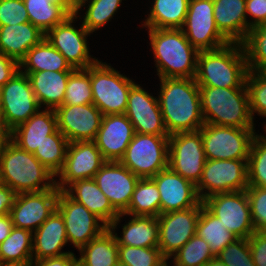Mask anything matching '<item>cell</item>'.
Wrapping results in <instances>:
<instances>
[{
  "instance_id": "ab89813d",
  "label": "cell",
  "mask_w": 266,
  "mask_h": 266,
  "mask_svg": "<svg viewBox=\"0 0 266 266\" xmlns=\"http://www.w3.org/2000/svg\"><path fill=\"white\" fill-rule=\"evenodd\" d=\"M92 99L90 66L87 69H75L68 77L63 105L90 104Z\"/></svg>"
},
{
  "instance_id": "ee69618b",
  "label": "cell",
  "mask_w": 266,
  "mask_h": 266,
  "mask_svg": "<svg viewBox=\"0 0 266 266\" xmlns=\"http://www.w3.org/2000/svg\"><path fill=\"white\" fill-rule=\"evenodd\" d=\"M245 85L252 117L254 112L266 117V73L264 71L248 70Z\"/></svg>"
},
{
  "instance_id": "f5cc1de1",
  "label": "cell",
  "mask_w": 266,
  "mask_h": 266,
  "mask_svg": "<svg viewBox=\"0 0 266 266\" xmlns=\"http://www.w3.org/2000/svg\"><path fill=\"white\" fill-rule=\"evenodd\" d=\"M78 258L73 253L31 261V266H76Z\"/></svg>"
},
{
  "instance_id": "52a82bcc",
  "label": "cell",
  "mask_w": 266,
  "mask_h": 266,
  "mask_svg": "<svg viewBox=\"0 0 266 266\" xmlns=\"http://www.w3.org/2000/svg\"><path fill=\"white\" fill-rule=\"evenodd\" d=\"M169 135L135 133L120 163L139 178H151L168 167Z\"/></svg>"
},
{
  "instance_id": "4316f807",
  "label": "cell",
  "mask_w": 266,
  "mask_h": 266,
  "mask_svg": "<svg viewBox=\"0 0 266 266\" xmlns=\"http://www.w3.org/2000/svg\"><path fill=\"white\" fill-rule=\"evenodd\" d=\"M33 233V261L72 253L61 252L68 239L63 217L57 210Z\"/></svg>"
},
{
  "instance_id": "11a10c76",
  "label": "cell",
  "mask_w": 266,
  "mask_h": 266,
  "mask_svg": "<svg viewBox=\"0 0 266 266\" xmlns=\"http://www.w3.org/2000/svg\"><path fill=\"white\" fill-rule=\"evenodd\" d=\"M13 223L10 214L0 216V243H2L10 234Z\"/></svg>"
},
{
  "instance_id": "d6a6232c",
  "label": "cell",
  "mask_w": 266,
  "mask_h": 266,
  "mask_svg": "<svg viewBox=\"0 0 266 266\" xmlns=\"http://www.w3.org/2000/svg\"><path fill=\"white\" fill-rule=\"evenodd\" d=\"M190 0H154L144 25L155 29H182Z\"/></svg>"
},
{
  "instance_id": "be15d7a7",
  "label": "cell",
  "mask_w": 266,
  "mask_h": 266,
  "mask_svg": "<svg viewBox=\"0 0 266 266\" xmlns=\"http://www.w3.org/2000/svg\"><path fill=\"white\" fill-rule=\"evenodd\" d=\"M0 128H7L5 125H4V122H3V119H2V114L0 112Z\"/></svg>"
},
{
  "instance_id": "6da1fadb",
  "label": "cell",
  "mask_w": 266,
  "mask_h": 266,
  "mask_svg": "<svg viewBox=\"0 0 266 266\" xmlns=\"http://www.w3.org/2000/svg\"><path fill=\"white\" fill-rule=\"evenodd\" d=\"M159 105L170 135L199 130L205 123L194 78H160Z\"/></svg>"
},
{
  "instance_id": "f1b7e54d",
  "label": "cell",
  "mask_w": 266,
  "mask_h": 266,
  "mask_svg": "<svg viewBox=\"0 0 266 266\" xmlns=\"http://www.w3.org/2000/svg\"><path fill=\"white\" fill-rule=\"evenodd\" d=\"M73 71L23 72L31 83L39 106L56 109L63 105L68 77Z\"/></svg>"
},
{
  "instance_id": "83f0119b",
  "label": "cell",
  "mask_w": 266,
  "mask_h": 266,
  "mask_svg": "<svg viewBox=\"0 0 266 266\" xmlns=\"http://www.w3.org/2000/svg\"><path fill=\"white\" fill-rule=\"evenodd\" d=\"M44 38L45 34L31 22L0 26V52L20 62Z\"/></svg>"
},
{
  "instance_id": "44dd1931",
  "label": "cell",
  "mask_w": 266,
  "mask_h": 266,
  "mask_svg": "<svg viewBox=\"0 0 266 266\" xmlns=\"http://www.w3.org/2000/svg\"><path fill=\"white\" fill-rule=\"evenodd\" d=\"M125 115L133 124L135 133L169 135L158 98L151 96L140 85L134 84L131 87Z\"/></svg>"
},
{
  "instance_id": "94428289",
  "label": "cell",
  "mask_w": 266,
  "mask_h": 266,
  "mask_svg": "<svg viewBox=\"0 0 266 266\" xmlns=\"http://www.w3.org/2000/svg\"><path fill=\"white\" fill-rule=\"evenodd\" d=\"M56 4H64L69 9V0H49Z\"/></svg>"
},
{
  "instance_id": "7402d4cb",
  "label": "cell",
  "mask_w": 266,
  "mask_h": 266,
  "mask_svg": "<svg viewBox=\"0 0 266 266\" xmlns=\"http://www.w3.org/2000/svg\"><path fill=\"white\" fill-rule=\"evenodd\" d=\"M151 179L156 183L159 191L160 214L195 207L201 202L196 185L169 167L161 170Z\"/></svg>"
},
{
  "instance_id": "c3c4849f",
  "label": "cell",
  "mask_w": 266,
  "mask_h": 266,
  "mask_svg": "<svg viewBox=\"0 0 266 266\" xmlns=\"http://www.w3.org/2000/svg\"><path fill=\"white\" fill-rule=\"evenodd\" d=\"M29 22L23 0H0V26Z\"/></svg>"
},
{
  "instance_id": "ba28073f",
  "label": "cell",
  "mask_w": 266,
  "mask_h": 266,
  "mask_svg": "<svg viewBox=\"0 0 266 266\" xmlns=\"http://www.w3.org/2000/svg\"><path fill=\"white\" fill-rule=\"evenodd\" d=\"M206 159L248 160L254 128H234L205 123L200 129Z\"/></svg>"
},
{
  "instance_id": "f907efd6",
  "label": "cell",
  "mask_w": 266,
  "mask_h": 266,
  "mask_svg": "<svg viewBox=\"0 0 266 266\" xmlns=\"http://www.w3.org/2000/svg\"><path fill=\"white\" fill-rule=\"evenodd\" d=\"M246 15L250 14L254 19L249 22V30L266 24V0H246Z\"/></svg>"
},
{
  "instance_id": "8992f818",
  "label": "cell",
  "mask_w": 266,
  "mask_h": 266,
  "mask_svg": "<svg viewBox=\"0 0 266 266\" xmlns=\"http://www.w3.org/2000/svg\"><path fill=\"white\" fill-rule=\"evenodd\" d=\"M90 82L92 103L103 116L125 114L129 91L135 84L134 81L98 60L90 66Z\"/></svg>"
},
{
  "instance_id": "1f68e13d",
  "label": "cell",
  "mask_w": 266,
  "mask_h": 266,
  "mask_svg": "<svg viewBox=\"0 0 266 266\" xmlns=\"http://www.w3.org/2000/svg\"><path fill=\"white\" fill-rule=\"evenodd\" d=\"M79 251L81 256L78 263L81 266H115L119 261L118 243L109 228Z\"/></svg>"
},
{
  "instance_id": "91938a15",
  "label": "cell",
  "mask_w": 266,
  "mask_h": 266,
  "mask_svg": "<svg viewBox=\"0 0 266 266\" xmlns=\"http://www.w3.org/2000/svg\"><path fill=\"white\" fill-rule=\"evenodd\" d=\"M205 266H227L217 256L212 258Z\"/></svg>"
},
{
  "instance_id": "bcb514c9",
  "label": "cell",
  "mask_w": 266,
  "mask_h": 266,
  "mask_svg": "<svg viewBox=\"0 0 266 266\" xmlns=\"http://www.w3.org/2000/svg\"><path fill=\"white\" fill-rule=\"evenodd\" d=\"M217 257L227 266H256L247 238H237L225 246Z\"/></svg>"
},
{
  "instance_id": "db71d44e",
  "label": "cell",
  "mask_w": 266,
  "mask_h": 266,
  "mask_svg": "<svg viewBox=\"0 0 266 266\" xmlns=\"http://www.w3.org/2000/svg\"><path fill=\"white\" fill-rule=\"evenodd\" d=\"M15 197L16 193L10 187L0 182V216L10 214Z\"/></svg>"
},
{
  "instance_id": "f6af8a7d",
  "label": "cell",
  "mask_w": 266,
  "mask_h": 266,
  "mask_svg": "<svg viewBox=\"0 0 266 266\" xmlns=\"http://www.w3.org/2000/svg\"><path fill=\"white\" fill-rule=\"evenodd\" d=\"M119 261L128 266H158L165 259L158 247L118 245Z\"/></svg>"
},
{
  "instance_id": "f35d334b",
  "label": "cell",
  "mask_w": 266,
  "mask_h": 266,
  "mask_svg": "<svg viewBox=\"0 0 266 266\" xmlns=\"http://www.w3.org/2000/svg\"><path fill=\"white\" fill-rule=\"evenodd\" d=\"M242 45L248 70L264 71L266 69V24L250 29Z\"/></svg>"
},
{
  "instance_id": "e0dca14e",
  "label": "cell",
  "mask_w": 266,
  "mask_h": 266,
  "mask_svg": "<svg viewBox=\"0 0 266 266\" xmlns=\"http://www.w3.org/2000/svg\"><path fill=\"white\" fill-rule=\"evenodd\" d=\"M60 189L16 194L10 210L13 227L36 231L56 210Z\"/></svg>"
},
{
  "instance_id": "7dc6e473",
  "label": "cell",
  "mask_w": 266,
  "mask_h": 266,
  "mask_svg": "<svg viewBox=\"0 0 266 266\" xmlns=\"http://www.w3.org/2000/svg\"><path fill=\"white\" fill-rule=\"evenodd\" d=\"M255 231H266V187L246 188Z\"/></svg>"
},
{
  "instance_id": "7a4b0ae2",
  "label": "cell",
  "mask_w": 266,
  "mask_h": 266,
  "mask_svg": "<svg viewBox=\"0 0 266 266\" xmlns=\"http://www.w3.org/2000/svg\"><path fill=\"white\" fill-rule=\"evenodd\" d=\"M247 72L242 43L229 42L215 50L199 51L194 79L198 86L246 88Z\"/></svg>"
},
{
  "instance_id": "277c9868",
  "label": "cell",
  "mask_w": 266,
  "mask_h": 266,
  "mask_svg": "<svg viewBox=\"0 0 266 266\" xmlns=\"http://www.w3.org/2000/svg\"><path fill=\"white\" fill-rule=\"evenodd\" d=\"M54 177L33 153L20 149L12 141L0 155V182L16 194L52 189L56 185Z\"/></svg>"
},
{
  "instance_id": "f546056e",
  "label": "cell",
  "mask_w": 266,
  "mask_h": 266,
  "mask_svg": "<svg viewBox=\"0 0 266 266\" xmlns=\"http://www.w3.org/2000/svg\"><path fill=\"white\" fill-rule=\"evenodd\" d=\"M130 221L122 226V237L115 238L118 245L133 247H158L159 243V221L157 217L130 215Z\"/></svg>"
},
{
  "instance_id": "ac0fdd59",
  "label": "cell",
  "mask_w": 266,
  "mask_h": 266,
  "mask_svg": "<svg viewBox=\"0 0 266 266\" xmlns=\"http://www.w3.org/2000/svg\"><path fill=\"white\" fill-rule=\"evenodd\" d=\"M106 160L94 141L69 142L65 164L58 173L61 182H55L60 191L77 180L91 179Z\"/></svg>"
},
{
  "instance_id": "8d00e7d4",
  "label": "cell",
  "mask_w": 266,
  "mask_h": 266,
  "mask_svg": "<svg viewBox=\"0 0 266 266\" xmlns=\"http://www.w3.org/2000/svg\"><path fill=\"white\" fill-rule=\"evenodd\" d=\"M69 141L56 129L37 147L33 155L55 176L63 169Z\"/></svg>"
},
{
  "instance_id": "d4e9b609",
  "label": "cell",
  "mask_w": 266,
  "mask_h": 266,
  "mask_svg": "<svg viewBox=\"0 0 266 266\" xmlns=\"http://www.w3.org/2000/svg\"><path fill=\"white\" fill-rule=\"evenodd\" d=\"M57 129V117L54 109L37 111L26 122L11 131V141L20 149L34 153L47 136Z\"/></svg>"
},
{
  "instance_id": "d590c367",
  "label": "cell",
  "mask_w": 266,
  "mask_h": 266,
  "mask_svg": "<svg viewBox=\"0 0 266 266\" xmlns=\"http://www.w3.org/2000/svg\"><path fill=\"white\" fill-rule=\"evenodd\" d=\"M122 215H160V195L151 178H140L136 184L128 209Z\"/></svg>"
},
{
  "instance_id": "e7e4bbea",
  "label": "cell",
  "mask_w": 266,
  "mask_h": 266,
  "mask_svg": "<svg viewBox=\"0 0 266 266\" xmlns=\"http://www.w3.org/2000/svg\"><path fill=\"white\" fill-rule=\"evenodd\" d=\"M115 266H128V265H126V264H124V263L118 261V262L115 264Z\"/></svg>"
},
{
  "instance_id": "484cf974",
  "label": "cell",
  "mask_w": 266,
  "mask_h": 266,
  "mask_svg": "<svg viewBox=\"0 0 266 266\" xmlns=\"http://www.w3.org/2000/svg\"><path fill=\"white\" fill-rule=\"evenodd\" d=\"M246 0H213V17L218 30L230 41L242 43L249 32Z\"/></svg>"
},
{
  "instance_id": "7c38bea8",
  "label": "cell",
  "mask_w": 266,
  "mask_h": 266,
  "mask_svg": "<svg viewBox=\"0 0 266 266\" xmlns=\"http://www.w3.org/2000/svg\"><path fill=\"white\" fill-rule=\"evenodd\" d=\"M40 108L30 80L23 70L20 69L1 87L0 112L4 125L11 131Z\"/></svg>"
},
{
  "instance_id": "ffe728a7",
  "label": "cell",
  "mask_w": 266,
  "mask_h": 266,
  "mask_svg": "<svg viewBox=\"0 0 266 266\" xmlns=\"http://www.w3.org/2000/svg\"><path fill=\"white\" fill-rule=\"evenodd\" d=\"M113 208L123 214L127 211L139 177L119 161H106L93 178Z\"/></svg>"
},
{
  "instance_id": "4dcf8cb0",
  "label": "cell",
  "mask_w": 266,
  "mask_h": 266,
  "mask_svg": "<svg viewBox=\"0 0 266 266\" xmlns=\"http://www.w3.org/2000/svg\"><path fill=\"white\" fill-rule=\"evenodd\" d=\"M24 72L74 71L64 56L46 38L33 46L19 62Z\"/></svg>"
},
{
  "instance_id": "cb8c5ba5",
  "label": "cell",
  "mask_w": 266,
  "mask_h": 266,
  "mask_svg": "<svg viewBox=\"0 0 266 266\" xmlns=\"http://www.w3.org/2000/svg\"><path fill=\"white\" fill-rule=\"evenodd\" d=\"M64 191L73 200L83 204L91 213L99 217L111 231L115 230L123 215L113 208L93 178L77 180Z\"/></svg>"
},
{
  "instance_id": "d6986e66",
  "label": "cell",
  "mask_w": 266,
  "mask_h": 266,
  "mask_svg": "<svg viewBox=\"0 0 266 266\" xmlns=\"http://www.w3.org/2000/svg\"><path fill=\"white\" fill-rule=\"evenodd\" d=\"M55 113L57 129L69 142L95 140L103 114L93 103L61 105Z\"/></svg>"
},
{
  "instance_id": "5bb4252c",
  "label": "cell",
  "mask_w": 266,
  "mask_h": 266,
  "mask_svg": "<svg viewBox=\"0 0 266 266\" xmlns=\"http://www.w3.org/2000/svg\"><path fill=\"white\" fill-rule=\"evenodd\" d=\"M181 30L198 51L215 50L230 41L218 30L213 17V0H190Z\"/></svg>"
},
{
  "instance_id": "8fae6325",
  "label": "cell",
  "mask_w": 266,
  "mask_h": 266,
  "mask_svg": "<svg viewBox=\"0 0 266 266\" xmlns=\"http://www.w3.org/2000/svg\"><path fill=\"white\" fill-rule=\"evenodd\" d=\"M202 202L237 238L248 239L255 232L246 190L214 194Z\"/></svg>"
},
{
  "instance_id": "816d5d0a",
  "label": "cell",
  "mask_w": 266,
  "mask_h": 266,
  "mask_svg": "<svg viewBox=\"0 0 266 266\" xmlns=\"http://www.w3.org/2000/svg\"><path fill=\"white\" fill-rule=\"evenodd\" d=\"M20 70L19 62L0 52V86L2 87Z\"/></svg>"
},
{
  "instance_id": "3957f363",
  "label": "cell",
  "mask_w": 266,
  "mask_h": 266,
  "mask_svg": "<svg viewBox=\"0 0 266 266\" xmlns=\"http://www.w3.org/2000/svg\"><path fill=\"white\" fill-rule=\"evenodd\" d=\"M159 78H195L199 51L181 29L148 28Z\"/></svg>"
},
{
  "instance_id": "03108f58",
  "label": "cell",
  "mask_w": 266,
  "mask_h": 266,
  "mask_svg": "<svg viewBox=\"0 0 266 266\" xmlns=\"http://www.w3.org/2000/svg\"><path fill=\"white\" fill-rule=\"evenodd\" d=\"M0 105H1V86H0Z\"/></svg>"
},
{
  "instance_id": "4fadbf2b",
  "label": "cell",
  "mask_w": 266,
  "mask_h": 266,
  "mask_svg": "<svg viewBox=\"0 0 266 266\" xmlns=\"http://www.w3.org/2000/svg\"><path fill=\"white\" fill-rule=\"evenodd\" d=\"M56 210L63 217L68 242L78 250L108 228L99 217L73 200L65 191H59Z\"/></svg>"
},
{
  "instance_id": "5b68a950",
  "label": "cell",
  "mask_w": 266,
  "mask_h": 266,
  "mask_svg": "<svg viewBox=\"0 0 266 266\" xmlns=\"http://www.w3.org/2000/svg\"><path fill=\"white\" fill-rule=\"evenodd\" d=\"M204 123L254 128L247 88L199 86Z\"/></svg>"
},
{
  "instance_id": "9a60e30c",
  "label": "cell",
  "mask_w": 266,
  "mask_h": 266,
  "mask_svg": "<svg viewBox=\"0 0 266 266\" xmlns=\"http://www.w3.org/2000/svg\"><path fill=\"white\" fill-rule=\"evenodd\" d=\"M201 202L184 210L160 214L158 248L164 258H171L196 234Z\"/></svg>"
},
{
  "instance_id": "e575fe53",
  "label": "cell",
  "mask_w": 266,
  "mask_h": 266,
  "mask_svg": "<svg viewBox=\"0 0 266 266\" xmlns=\"http://www.w3.org/2000/svg\"><path fill=\"white\" fill-rule=\"evenodd\" d=\"M23 1L28 12L29 22L44 34L73 14L64 4H56L49 0Z\"/></svg>"
},
{
  "instance_id": "681fc988",
  "label": "cell",
  "mask_w": 266,
  "mask_h": 266,
  "mask_svg": "<svg viewBox=\"0 0 266 266\" xmlns=\"http://www.w3.org/2000/svg\"><path fill=\"white\" fill-rule=\"evenodd\" d=\"M248 242L254 264L266 266V231H255Z\"/></svg>"
},
{
  "instance_id": "7bdbcfd3",
  "label": "cell",
  "mask_w": 266,
  "mask_h": 266,
  "mask_svg": "<svg viewBox=\"0 0 266 266\" xmlns=\"http://www.w3.org/2000/svg\"><path fill=\"white\" fill-rule=\"evenodd\" d=\"M122 0H90L86 9L83 26L93 33L114 16Z\"/></svg>"
},
{
  "instance_id": "6f0895ef",
  "label": "cell",
  "mask_w": 266,
  "mask_h": 266,
  "mask_svg": "<svg viewBox=\"0 0 266 266\" xmlns=\"http://www.w3.org/2000/svg\"><path fill=\"white\" fill-rule=\"evenodd\" d=\"M86 1L88 2V0H69V10L78 15L79 10L85 6Z\"/></svg>"
},
{
  "instance_id": "2e32d148",
  "label": "cell",
  "mask_w": 266,
  "mask_h": 266,
  "mask_svg": "<svg viewBox=\"0 0 266 266\" xmlns=\"http://www.w3.org/2000/svg\"><path fill=\"white\" fill-rule=\"evenodd\" d=\"M77 17L75 13L71 14L64 22L50 29L45 38L64 56L73 69H87L98 60L89 55L86 36L90 32L83 24L79 30L72 26Z\"/></svg>"
},
{
  "instance_id": "30bf717a",
  "label": "cell",
  "mask_w": 266,
  "mask_h": 266,
  "mask_svg": "<svg viewBox=\"0 0 266 266\" xmlns=\"http://www.w3.org/2000/svg\"><path fill=\"white\" fill-rule=\"evenodd\" d=\"M206 160L200 130L169 136L168 167L172 171L197 185Z\"/></svg>"
},
{
  "instance_id": "74e56055",
  "label": "cell",
  "mask_w": 266,
  "mask_h": 266,
  "mask_svg": "<svg viewBox=\"0 0 266 266\" xmlns=\"http://www.w3.org/2000/svg\"><path fill=\"white\" fill-rule=\"evenodd\" d=\"M33 232L13 227L9 236L0 243V262L33 260Z\"/></svg>"
},
{
  "instance_id": "9c48e42d",
  "label": "cell",
  "mask_w": 266,
  "mask_h": 266,
  "mask_svg": "<svg viewBox=\"0 0 266 266\" xmlns=\"http://www.w3.org/2000/svg\"><path fill=\"white\" fill-rule=\"evenodd\" d=\"M248 160H209L205 162L197 193L203 201L218 193L246 190L248 185ZM207 189V192H203Z\"/></svg>"
},
{
  "instance_id": "9f6ffc18",
  "label": "cell",
  "mask_w": 266,
  "mask_h": 266,
  "mask_svg": "<svg viewBox=\"0 0 266 266\" xmlns=\"http://www.w3.org/2000/svg\"><path fill=\"white\" fill-rule=\"evenodd\" d=\"M11 142V130L9 128H0V155Z\"/></svg>"
},
{
  "instance_id": "603a6c76",
  "label": "cell",
  "mask_w": 266,
  "mask_h": 266,
  "mask_svg": "<svg viewBox=\"0 0 266 266\" xmlns=\"http://www.w3.org/2000/svg\"><path fill=\"white\" fill-rule=\"evenodd\" d=\"M135 134L125 114L103 116L94 140L106 161H120Z\"/></svg>"
},
{
  "instance_id": "836d02e7",
  "label": "cell",
  "mask_w": 266,
  "mask_h": 266,
  "mask_svg": "<svg viewBox=\"0 0 266 266\" xmlns=\"http://www.w3.org/2000/svg\"><path fill=\"white\" fill-rule=\"evenodd\" d=\"M196 234L209 245L210 251L216 257L225 246L237 237L227 230L219 218L213 215L201 201V213L197 221Z\"/></svg>"
},
{
  "instance_id": "680465c9",
  "label": "cell",
  "mask_w": 266,
  "mask_h": 266,
  "mask_svg": "<svg viewBox=\"0 0 266 266\" xmlns=\"http://www.w3.org/2000/svg\"><path fill=\"white\" fill-rule=\"evenodd\" d=\"M0 266H31V261H24V262H0Z\"/></svg>"
},
{
  "instance_id": "6125c7cd",
  "label": "cell",
  "mask_w": 266,
  "mask_h": 266,
  "mask_svg": "<svg viewBox=\"0 0 266 266\" xmlns=\"http://www.w3.org/2000/svg\"><path fill=\"white\" fill-rule=\"evenodd\" d=\"M169 259H167V258H165V259H163L159 264H158V266H169V265H167V261H168ZM173 266H175V265H173Z\"/></svg>"
},
{
  "instance_id": "60d3db41",
  "label": "cell",
  "mask_w": 266,
  "mask_h": 266,
  "mask_svg": "<svg viewBox=\"0 0 266 266\" xmlns=\"http://www.w3.org/2000/svg\"><path fill=\"white\" fill-rule=\"evenodd\" d=\"M247 171L249 186L266 187V136L255 135L253 138Z\"/></svg>"
},
{
  "instance_id": "b9f144b4",
  "label": "cell",
  "mask_w": 266,
  "mask_h": 266,
  "mask_svg": "<svg viewBox=\"0 0 266 266\" xmlns=\"http://www.w3.org/2000/svg\"><path fill=\"white\" fill-rule=\"evenodd\" d=\"M175 266H205L215 256L208 243L197 234L173 255Z\"/></svg>"
}]
</instances>
